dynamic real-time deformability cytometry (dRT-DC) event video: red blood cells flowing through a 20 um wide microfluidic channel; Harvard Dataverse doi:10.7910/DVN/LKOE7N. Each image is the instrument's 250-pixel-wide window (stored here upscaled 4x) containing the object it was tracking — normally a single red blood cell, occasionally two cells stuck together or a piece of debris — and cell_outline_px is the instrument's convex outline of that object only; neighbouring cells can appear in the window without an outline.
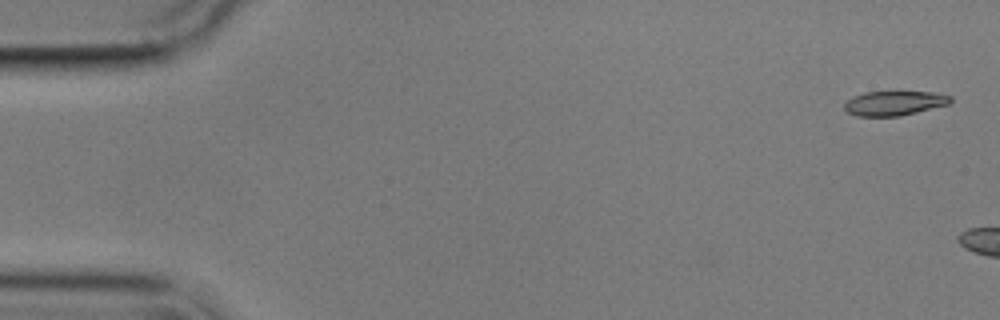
{"species": "common noctule bat (a hibernating species)", "species_latin": "Nyctalus noctula", "temperature_condition": "cold", "stored_images_in_passage": 8, "camera_frame_rate_fps": 3000, "um_per_image_px": 0.085, "animal": {"sex": "male", "body_mass_g": 17.9}, "frame": {"image": 1, "passage_image": 1, "time_ms": 0.0, "image_size_px": [1000, 320], "cell_outline_px": [[952, 100], [948, 104], [900, 116], [856, 116], [848, 112], [844, 108], [844, 104], [852, 96], [864, 92], [896, 88], [932, 92], [952, 96]], "centroid_in_image_um": [76.01, 8.7], "position_along_channel_um": 9.0, "area_um2": 16.01}}